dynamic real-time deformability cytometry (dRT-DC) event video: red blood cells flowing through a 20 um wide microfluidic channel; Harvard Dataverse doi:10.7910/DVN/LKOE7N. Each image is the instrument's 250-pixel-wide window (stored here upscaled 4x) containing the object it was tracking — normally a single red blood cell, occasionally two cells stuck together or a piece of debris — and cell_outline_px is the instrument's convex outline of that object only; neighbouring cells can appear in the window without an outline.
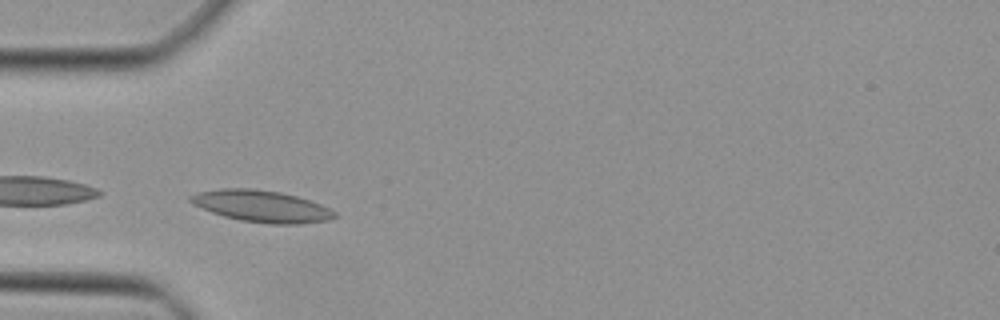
{"species": "Egyptian fruit bat (a non-hibernating species)", "species_latin": "Rousettus aegyptiacus", "temperature_condition": "cold", "stored_images_in_passage": 35, "camera_frame_rate_fps": 3000, "um_per_image_px": 0.085, "animal": {"sex": "female"}, "frame": {"image": 1, "passage_image": 3, "time_ms": 0.667, "image_size_px": [1000, 320], "cell_outline_px": [[336, 216], [328, 220], [300, 224], [272, 224], [240, 220], [224, 216], [212, 212], [192, 204], [188, 200], [188, 196], [196, 192], [220, 188], [252, 188], [280, 192], [296, 196], [320, 204], [336, 212]], "centroid_in_image_um": [22.19, 17.52], "position_along_channel_um": 62.8, "area_um2": 26.59}}
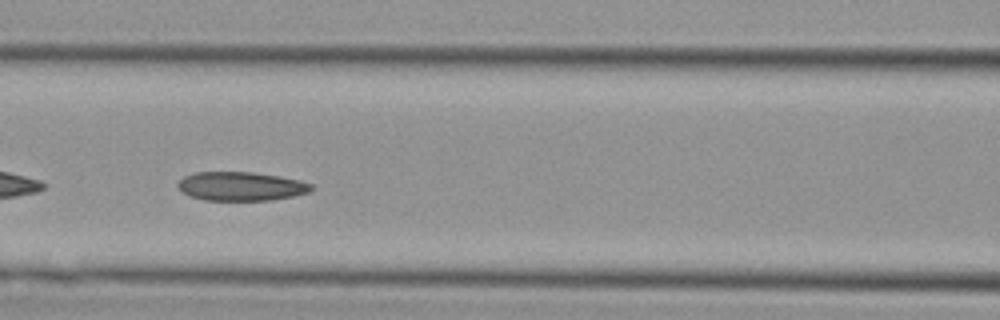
{"frame": {"image": 2, "passage_image": 9, "time_ms": 2.667, "image_size_px": [1000, 320], "cell_outline_px": [[312, 188], [308, 192], [292, 196], [272, 200], [204, 200], [188, 196], [176, 184], [184, 176], [196, 172], [252, 172], [280, 176], [300, 180], [312, 184]], "centroid_in_image_um": [20.47, 15.83], "position_along_channel_um": 146.1, "area_um2": 22.37}}
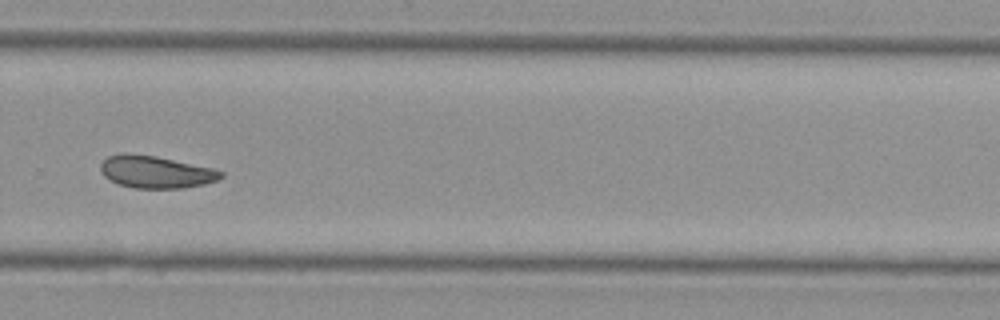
{"frame": {"image": 3, "passage_image": 21, "time_ms": 6.667, "image_size_px": [1000, 320], "cell_outline_px": [[224, 176], [216, 180], [204, 184], [184, 188], [136, 188], [120, 184], [104, 176], [100, 168], [100, 164], [108, 156], [124, 152], [156, 156], [212, 168], [224, 172]], "centroid_in_image_um": [13.25, 14.6], "position_along_channel_um": 316.6, "area_um2": 22.48}}